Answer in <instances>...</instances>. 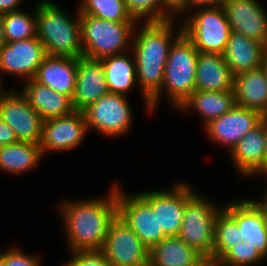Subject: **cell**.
<instances>
[{
  "label": "cell",
  "mask_w": 267,
  "mask_h": 266,
  "mask_svg": "<svg viewBox=\"0 0 267 266\" xmlns=\"http://www.w3.org/2000/svg\"><path fill=\"white\" fill-rule=\"evenodd\" d=\"M204 260L178 236L164 237L149 253V266H199Z\"/></svg>",
  "instance_id": "cell-25"
},
{
  "label": "cell",
  "mask_w": 267,
  "mask_h": 266,
  "mask_svg": "<svg viewBox=\"0 0 267 266\" xmlns=\"http://www.w3.org/2000/svg\"><path fill=\"white\" fill-rule=\"evenodd\" d=\"M262 118L263 115L254 109L235 105L229 112L206 124L205 130L211 140L227 146L231 152L240 139L257 126Z\"/></svg>",
  "instance_id": "cell-15"
},
{
  "label": "cell",
  "mask_w": 267,
  "mask_h": 266,
  "mask_svg": "<svg viewBox=\"0 0 267 266\" xmlns=\"http://www.w3.org/2000/svg\"><path fill=\"white\" fill-rule=\"evenodd\" d=\"M231 30L267 46V12L257 0H223Z\"/></svg>",
  "instance_id": "cell-16"
},
{
  "label": "cell",
  "mask_w": 267,
  "mask_h": 266,
  "mask_svg": "<svg viewBox=\"0 0 267 266\" xmlns=\"http://www.w3.org/2000/svg\"><path fill=\"white\" fill-rule=\"evenodd\" d=\"M3 28L6 42L36 37V10L33 15L20 9L3 14Z\"/></svg>",
  "instance_id": "cell-31"
},
{
  "label": "cell",
  "mask_w": 267,
  "mask_h": 266,
  "mask_svg": "<svg viewBox=\"0 0 267 266\" xmlns=\"http://www.w3.org/2000/svg\"><path fill=\"white\" fill-rule=\"evenodd\" d=\"M174 19L143 22L132 39L130 50L136 61L137 82L144 97L147 112L150 99L162 88L168 53L174 41L183 33V27L174 32Z\"/></svg>",
  "instance_id": "cell-1"
},
{
  "label": "cell",
  "mask_w": 267,
  "mask_h": 266,
  "mask_svg": "<svg viewBox=\"0 0 267 266\" xmlns=\"http://www.w3.org/2000/svg\"><path fill=\"white\" fill-rule=\"evenodd\" d=\"M223 209L236 221L240 238L267 258V215L252 199L235 200L223 205Z\"/></svg>",
  "instance_id": "cell-14"
},
{
  "label": "cell",
  "mask_w": 267,
  "mask_h": 266,
  "mask_svg": "<svg viewBox=\"0 0 267 266\" xmlns=\"http://www.w3.org/2000/svg\"><path fill=\"white\" fill-rule=\"evenodd\" d=\"M46 56L44 45L37 36L7 42L0 49V72L31 80Z\"/></svg>",
  "instance_id": "cell-13"
},
{
  "label": "cell",
  "mask_w": 267,
  "mask_h": 266,
  "mask_svg": "<svg viewBox=\"0 0 267 266\" xmlns=\"http://www.w3.org/2000/svg\"><path fill=\"white\" fill-rule=\"evenodd\" d=\"M22 0H0V13L5 14L7 12L16 11L20 8Z\"/></svg>",
  "instance_id": "cell-39"
},
{
  "label": "cell",
  "mask_w": 267,
  "mask_h": 266,
  "mask_svg": "<svg viewBox=\"0 0 267 266\" xmlns=\"http://www.w3.org/2000/svg\"><path fill=\"white\" fill-rule=\"evenodd\" d=\"M87 124L83 111L43 121L39 143L43 156L48 151H70L78 147L87 134Z\"/></svg>",
  "instance_id": "cell-12"
},
{
  "label": "cell",
  "mask_w": 267,
  "mask_h": 266,
  "mask_svg": "<svg viewBox=\"0 0 267 266\" xmlns=\"http://www.w3.org/2000/svg\"><path fill=\"white\" fill-rule=\"evenodd\" d=\"M76 74L77 58L47 55L33 79L72 99L75 92Z\"/></svg>",
  "instance_id": "cell-20"
},
{
  "label": "cell",
  "mask_w": 267,
  "mask_h": 266,
  "mask_svg": "<svg viewBox=\"0 0 267 266\" xmlns=\"http://www.w3.org/2000/svg\"><path fill=\"white\" fill-rule=\"evenodd\" d=\"M235 169L242 177L267 173L264 124L247 132L230 152Z\"/></svg>",
  "instance_id": "cell-19"
},
{
  "label": "cell",
  "mask_w": 267,
  "mask_h": 266,
  "mask_svg": "<svg viewBox=\"0 0 267 266\" xmlns=\"http://www.w3.org/2000/svg\"><path fill=\"white\" fill-rule=\"evenodd\" d=\"M137 25L138 22H114L91 15H80L83 56L100 60L125 53L129 46L132 47L131 39Z\"/></svg>",
  "instance_id": "cell-5"
},
{
  "label": "cell",
  "mask_w": 267,
  "mask_h": 266,
  "mask_svg": "<svg viewBox=\"0 0 267 266\" xmlns=\"http://www.w3.org/2000/svg\"><path fill=\"white\" fill-rule=\"evenodd\" d=\"M265 47L266 45L232 30L223 57L236 76L260 68Z\"/></svg>",
  "instance_id": "cell-23"
},
{
  "label": "cell",
  "mask_w": 267,
  "mask_h": 266,
  "mask_svg": "<svg viewBox=\"0 0 267 266\" xmlns=\"http://www.w3.org/2000/svg\"><path fill=\"white\" fill-rule=\"evenodd\" d=\"M181 22L183 34L203 53L223 54L231 33L223 7L202 8Z\"/></svg>",
  "instance_id": "cell-7"
},
{
  "label": "cell",
  "mask_w": 267,
  "mask_h": 266,
  "mask_svg": "<svg viewBox=\"0 0 267 266\" xmlns=\"http://www.w3.org/2000/svg\"><path fill=\"white\" fill-rule=\"evenodd\" d=\"M223 0H188V4L179 12V14H185L188 10H191V8L193 7H197L199 9L200 8H211V7H217L220 6L222 4ZM184 12V13H183Z\"/></svg>",
  "instance_id": "cell-37"
},
{
  "label": "cell",
  "mask_w": 267,
  "mask_h": 266,
  "mask_svg": "<svg viewBox=\"0 0 267 266\" xmlns=\"http://www.w3.org/2000/svg\"><path fill=\"white\" fill-rule=\"evenodd\" d=\"M234 91L213 92L195 90L177 110L188 112L197 111L204 120V126L211 120L216 119L229 112L234 106Z\"/></svg>",
  "instance_id": "cell-26"
},
{
  "label": "cell",
  "mask_w": 267,
  "mask_h": 266,
  "mask_svg": "<svg viewBox=\"0 0 267 266\" xmlns=\"http://www.w3.org/2000/svg\"><path fill=\"white\" fill-rule=\"evenodd\" d=\"M235 76L223 54L199 52L195 87L199 91H233Z\"/></svg>",
  "instance_id": "cell-21"
},
{
  "label": "cell",
  "mask_w": 267,
  "mask_h": 266,
  "mask_svg": "<svg viewBox=\"0 0 267 266\" xmlns=\"http://www.w3.org/2000/svg\"><path fill=\"white\" fill-rule=\"evenodd\" d=\"M25 82L20 92L43 120L66 116L74 111L72 99L69 96L60 94L34 79Z\"/></svg>",
  "instance_id": "cell-22"
},
{
  "label": "cell",
  "mask_w": 267,
  "mask_h": 266,
  "mask_svg": "<svg viewBox=\"0 0 267 266\" xmlns=\"http://www.w3.org/2000/svg\"><path fill=\"white\" fill-rule=\"evenodd\" d=\"M39 259L36 255H27L14 247L4 252L1 266H41Z\"/></svg>",
  "instance_id": "cell-35"
},
{
  "label": "cell",
  "mask_w": 267,
  "mask_h": 266,
  "mask_svg": "<svg viewBox=\"0 0 267 266\" xmlns=\"http://www.w3.org/2000/svg\"><path fill=\"white\" fill-rule=\"evenodd\" d=\"M1 83L2 82H0V94L4 91V89L1 87L2 86Z\"/></svg>",
  "instance_id": "cell-46"
},
{
  "label": "cell",
  "mask_w": 267,
  "mask_h": 266,
  "mask_svg": "<svg viewBox=\"0 0 267 266\" xmlns=\"http://www.w3.org/2000/svg\"><path fill=\"white\" fill-rule=\"evenodd\" d=\"M5 90L0 94V115L15 132L18 141L39 144L43 119L21 92Z\"/></svg>",
  "instance_id": "cell-11"
},
{
  "label": "cell",
  "mask_w": 267,
  "mask_h": 266,
  "mask_svg": "<svg viewBox=\"0 0 267 266\" xmlns=\"http://www.w3.org/2000/svg\"><path fill=\"white\" fill-rule=\"evenodd\" d=\"M233 91L236 105L267 115V76L261 67L236 75Z\"/></svg>",
  "instance_id": "cell-24"
},
{
  "label": "cell",
  "mask_w": 267,
  "mask_h": 266,
  "mask_svg": "<svg viewBox=\"0 0 267 266\" xmlns=\"http://www.w3.org/2000/svg\"><path fill=\"white\" fill-rule=\"evenodd\" d=\"M125 193L117 184V214L151 249L166 237L159 228L157 212L139 193Z\"/></svg>",
  "instance_id": "cell-10"
},
{
  "label": "cell",
  "mask_w": 267,
  "mask_h": 266,
  "mask_svg": "<svg viewBox=\"0 0 267 266\" xmlns=\"http://www.w3.org/2000/svg\"><path fill=\"white\" fill-rule=\"evenodd\" d=\"M63 266H112L102 250L75 251Z\"/></svg>",
  "instance_id": "cell-34"
},
{
  "label": "cell",
  "mask_w": 267,
  "mask_h": 266,
  "mask_svg": "<svg viewBox=\"0 0 267 266\" xmlns=\"http://www.w3.org/2000/svg\"><path fill=\"white\" fill-rule=\"evenodd\" d=\"M3 255H4V252H0V266H1V263H2V257H3Z\"/></svg>",
  "instance_id": "cell-45"
},
{
  "label": "cell",
  "mask_w": 267,
  "mask_h": 266,
  "mask_svg": "<svg viewBox=\"0 0 267 266\" xmlns=\"http://www.w3.org/2000/svg\"><path fill=\"white\" fill-rule=\"evenodd\" d=\"M241 241L236 221L222 209L216 216L213 260L218 261L230 248Z\"/></svg>",
  "instance_id": "cell-30"
},
{
  "label": "cell",
  "mask_w": 267,
  "mask_h": 266,
  "mask_svg": "<svg viewBox=\"0 0 267 266\" xmlns=\"http://www.w3.org/2000/svg\"><path fill=\"white\" fill-rule=\"evenodd\" d=\"M127 10L139 22L165 21L173 19L164 5V0H124Z\"/></svg>",
  "instance_id": "cell-32"
},
{
  "label": "cell",
  "mask_w": 267,
  "mask_h": 266,
  "mask_svg": "<svg viewBox=\"0 0 267 266\" xmlns=\"http://www.w3.org/2000/svg\"><path fill=\"white\" fill-rule=\"evenodd\" d=\"M108 195L60 204L71 252L102 250L111 221L117 215V184Z\"/></svg>",
  "instance_id": "cell-2"
},
{
  "label": "cell",
  "mask_w": 267,
  "mask_h": 266,
  "mask_svg": "<svg viewBox=\"0 0 267 266\" xmlns=\"http://www.w3.org/2000/svg\"><path fill=\"white\" fill-rule=\"evenodd\" d=\"M222 209L185 183L184 216L178 237L205 259L213 260L215 221Z\"/></svg>",
  "instance_id": "cell-6"
},
{
  "label": "cell",
  "mask_w": 267,
  "mask_h": 266,
  "mask_svg": "<svg viewBox=\"0 0 267 266\" xmlns=\"http://www.w3.org/2000/svg\"><path fill=\"white\" fill-rule=\"evenodd\" d=\"M127 96L108 93L83 110L87 129L105 136H121L132 125V112ZM90 128V129H89Z\"/></svg>",
  "instance_id": "cell-9"
},
{
  "label": "cell",
  "mask_w": 267,
  "mask_h": 266,
  "mask_svg": "<svg viewBox=\"0 0 267 266\" xmlns=\"http://www.w3.org/2000/svg\"><path fill=\"white\" fill-rule=\"evenodd\" d=\"M42 159L39 144L18 141L0 146V170L5 173H25L38 166Z\"/></svg>",
  "instance_id": "cell-28"
},
{
  "label": "cell",
  "mask_w": 267,
  "mask_h": 266,
  "mask_svg": "<svg viewBox=\"0 0 267 266\" xmlns=\"http://www.w3.org/2000/svg\"><path fill=\"white\" fill-rule=\"evenodd\" d=\"M80 15H91L114 22H139L126 8L124 0H81Z\"/></svg>",
  "instance_id": "cell-29"
},
{
  "label": "cell",
  "mask_w": 267,
  "mask_h": 266,
  "mask_svg": "<svg viewBox=\"0 0 267 266\" xmlns=\"http://www.w3.org/2000/svg\"><path fill=\"white\" fill-rule=\"evenodd\" d=\"M157 212L159 228L164 235L178 236L185 208V183H178L171 190H157L139 193Z\"/></svg>",
  "instance_id": "cell-17"
},
{
  "label": "cell",
  "mask_w": 267,
  "mask_h": 266,
  "mask_svg": "<svg viewBox=\"0 0 267 266\" xmlns=\"http://www.w3.org/2000/svg\"><path fill=\"white\" fill-rule=\"evenodd\" d=\"M51 0H42L36 6L37 37L49 56H83L80 13L76 19L65 13Z\"/></svg>",
  "instance_id": "cell-3"
},
{
  "label": "cell",
  "mask_w": 267,
  "mask_h": 266,
  "mask_svg": "<svg viewBox=\"0 0 267 266\" xmlns=\"http://www.w3.org/2000/svg\"><path fill=\"white\" fill-rule=\"evenodd\" d=\"M198 54L199 51L183 33L174 41L168 53L162 88L150 99L152 114L163 90L176 109L196 90Z\"/></svg>",
  "instance_id": "cell-4"
},
{
  "label": "cell",
  "mask_w": 267,
  "mask_h": 266,
  "mask_svg": "<svg viewBox=\"0 0 267 266\" xmlns=\"http://www.w3.org/2000/svg\"><path fill=\"white\" fill-rule=\"evenodd\" d=\"M6 39L4 35V28H3V14L0 13V49L6 44Z\"/></svg>",
  "instance_id": "cell-41"
},
{
  "label": "cell",
  "mask_w": 267,
  "mask_h": 266,
  "mask_svg": "<svg viewBox=\"0 0 267 266\" xmlns=\"http://www.w3.org/2000/svg\"><path fill=\"white\" fill-rule=\"evenodd\" d=\"M126 54L125 52L100 59L110 93L127 96L138 83L134 54L133 58Z\"/></svg>",
  "instance_id": "cell-27"
},
{
  "label": "cell",
  "mask_w": 267,
  "mask_h": 266,
  "mask_svg": "<svg viewBox=\"0 0 267 266\" xmlns=\"http://www.w3.org/2000/svg\"><path fill=\"white\" fill-rule=\"evenodd\" d=\"M264 258L249 245V242L240 241L230 248L218 261L223 266H252Z\"/></svg>",
  "instance_id": "cell-33"
},
{
  "label": "cell",
  "mask_w": 267,
  "mask_h": 266,
  "mask_svg": "<svg viewBox=\"0 0 267 266\" xmlns=\"http://www.w3.org/2000/svg\"><path fill=\"white\" fill-rule=\"evenodd\" d=\"M261 68L265 72V75L267 76V46L265 47L263 58H262V66Z\"/></svg>",
  "instance_id": "cell-43"
},
{
  "label": "cell",
  "mask_w": 267,
  "mask_h": 266,
  "mask_svg": "<svg viewBox=\"0 0 267 266\" xmlns=\"http://www.w3.org/2000/svg\"><path fill=\"white\" fill-rule=\"evenodd\" d=\"M109 93L101 60L81 56L77 58L74 110L83 111L90 104Z\"/></svg>",
  "instance_id": "cell-18"
},
{
  "label": "cell",
  "mask_w": 267,
  "mask_h": 266,
  "mask_svg": "<svg viewBox=\"0 0 267 266\" xmlns=\"http://www.w3.org/2000/svg\"><path fill=\"white\" fill-rule=\"evenodd\" d=\"M261 122L264 124V132H265V148H266V155H267V115H264L261 119Z\"/></svg>",
  "instance_id": "cell-44"
},
{
  "label": "cell",
  "mask_w": 267,
  "mask_h": 266,
  "mask_svg": "<svg viewBox=\"0 0 267 266\" xmlns=\"http://www.w3.org/2000/svg\"><path fill=\"white\" fill-rule=\"evenodd\" d=\"M102 251L112 266H149L150 249L118 214L109 225Z\"/></svg>",
  "instance_id": "cell-8"
},
{
  "label": "cell",
  "mask_w": 267,
  "mask_h": 266,
  "mask_svg": "<svg viewBox=\"0 0 267 266\" xmlns=\"http://www.w3.org/2000/svg\"><path fill=\"white\" fill-rule=\"evenodd\" d=\"M267 178V173H261V175ZM264 198L261 201H257L256 199H252L254 203L267 215V190L264 192Z\"/></svg>",
  "instance_id": "cell-40"
},
{
  "label": "cell",
  "mask_w": 267,
  "mask_h": 266,
  "mask_svg": "<svg viewBox=\"0 0 267 266\" xmlns=\"http://www.w3.org/2000/svg\"><path fill=\"white\" fill-rule=\"evenodd\" d=\"M188 4V0H164L166 9L172 15H178V13ZM174 13V14H173Z\"/></svg>",
  "instance_id": "cell-38"
},
{
  "label": "cell",
  "mask_w": 267,
  "mask_h": 266,
  "mask_svg": "<svg viewBox=\"0 0 267 266\" xmlns=\"http://www.w3.org/2000/svg\"><path fill=\"white\" fill-rule=\"evenodd\" d=\"M18 142L14 130L7 125L0 115V146Z\"/></svg>",
  "instance_id": "cell-36"
},
{
  "label": "cell",
  "mask_w": 267,
  "mask_h": 266,
  "mask_svg": "<svg viewBox=\"0 0 267 266\" xmlns=\"http://www.w3.org/2000/svg\"><path fill=\"white\" fill-rule=\"evenodd\" d=\"M199 266H223L219 261L205 259Z\"/></svg>",
  "instance_id": "cell-42"
}]
</instances>
